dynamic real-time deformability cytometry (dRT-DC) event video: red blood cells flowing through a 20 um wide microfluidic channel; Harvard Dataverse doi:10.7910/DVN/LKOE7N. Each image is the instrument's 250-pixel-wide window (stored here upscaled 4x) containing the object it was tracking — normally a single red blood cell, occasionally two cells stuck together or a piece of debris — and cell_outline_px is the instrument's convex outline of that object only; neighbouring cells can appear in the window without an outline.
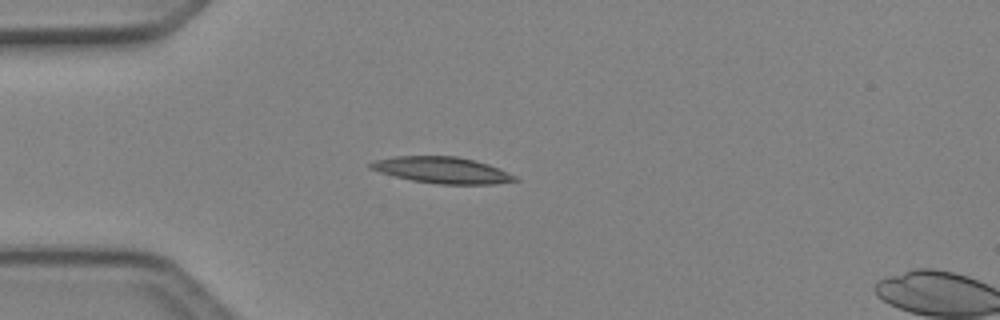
{"species": "Egyptian fruit bat (a non-hibernating species)", "species_latin": "Rousettus aegyptiacus", "temperature_condition": "cold", "stored_images_in_passage": 3, "camera_frame_rate_fps": 3000, "um_per_image_px": 0.085, "animal": {"sex": "female"}, "frame": {"image": 1, "passage_image": 3, "time_ms": 0.667, "image_size_px": [1000, 320], "cell_outline_px": [[520, 180], [492, 184], [440, 184], [412, 180], [380, 172], [368, 168], [368, 164], [372, 160], [392, 156], [456, 156], [476, 160], [488, 164], [516, 176]], "centroid_in_image_um": [37.54, 14.45], "position_along_channel_um": 47.5, "area_um2": 22.14}}